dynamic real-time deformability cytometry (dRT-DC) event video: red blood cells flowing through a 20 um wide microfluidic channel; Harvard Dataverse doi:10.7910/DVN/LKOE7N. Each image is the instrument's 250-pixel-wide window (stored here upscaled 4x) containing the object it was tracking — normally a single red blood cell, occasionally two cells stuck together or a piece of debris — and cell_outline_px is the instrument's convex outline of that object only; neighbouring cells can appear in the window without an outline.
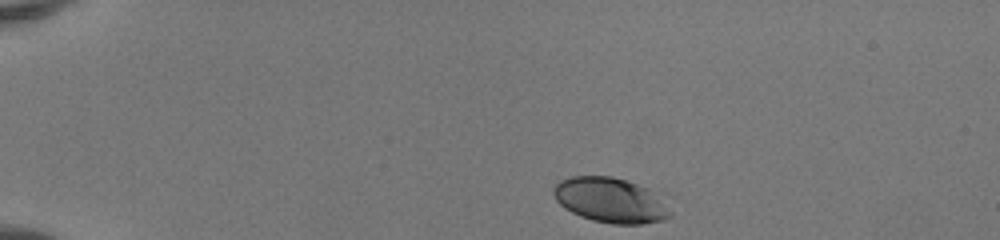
{"species": "human", "species_latin": "Homo sapiens", "temperature_condition": "room temperature", "stored_images_in_passage": 41, "camera_frame_rate_fps": 3000, "um_per_image_px": 0.085, "donor": {"sex": "female"}, "frame": {"image": 1, "passage_image": 1, "time_ms": 0.0, "image_size_px": [1000, 240], "cell_outline_px": [[672, 216], [664, 220], [640, 224], [612, 224], [592, 220], [580, 216], [564, 208], [556, 200], [552, 192], [552, 188], [560, 180], [572, 176], [612, 176], [648, 188]], "centroid_in_image_um": [51.79, 17.02], "position_along_channel_um": 33.2, "area_um2": 30.06}}
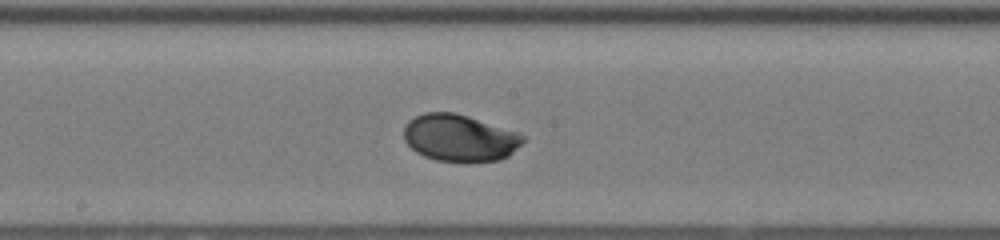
{"frame": {"image": 2, "passage_image": 20, "time_ms": 6.333, "image_size_px": [1000, 240], "cell_outline_px": [[528, 136], [508, 156], [500, 160], [464, 164], [436, 160], [424, 156], [416, 152], [404, 140], [404, 124], [408, 120], [424, 112], [452, 112], [468, 116]], "centroid_in_image_um": [39.05, 11.75], "position_along_channel_um": 209.1, "area_um2": 33.0}}
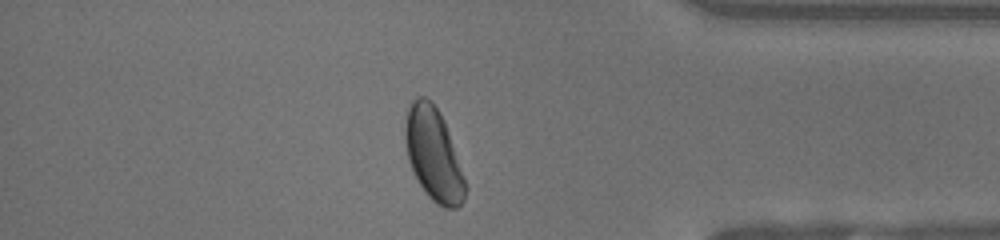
{"frame": {"image": 3, "passage_image": 35, "time_ms": 11.333, "image_size_px": [1000, 240], "cell_outline_px": [[468, 188], [464, 200], [456, 208], [444, 208], [436, 204], [424, 192], [408, 160], [404, 140], [404, 128], [408, 108], [412, 100], [416, 96], [424, 96], [432, 100], [440, 112], [444, 120]], "centroid_in_image_um": [36.84, 13.11], "position_along_channel_um": 398.4, "area_um2": 32.54}, "authors_computed_cell_mechanics": {"area_um2": 31.79, "velocity_mm_per_s": 4.1227, "shape_relaxation_time_tau1_ms": 2.2341, "shape_relaxation_time_tau2_ms": null, "deformation_change_tau1": 0.1163, "deformation_change_tau2": null}}